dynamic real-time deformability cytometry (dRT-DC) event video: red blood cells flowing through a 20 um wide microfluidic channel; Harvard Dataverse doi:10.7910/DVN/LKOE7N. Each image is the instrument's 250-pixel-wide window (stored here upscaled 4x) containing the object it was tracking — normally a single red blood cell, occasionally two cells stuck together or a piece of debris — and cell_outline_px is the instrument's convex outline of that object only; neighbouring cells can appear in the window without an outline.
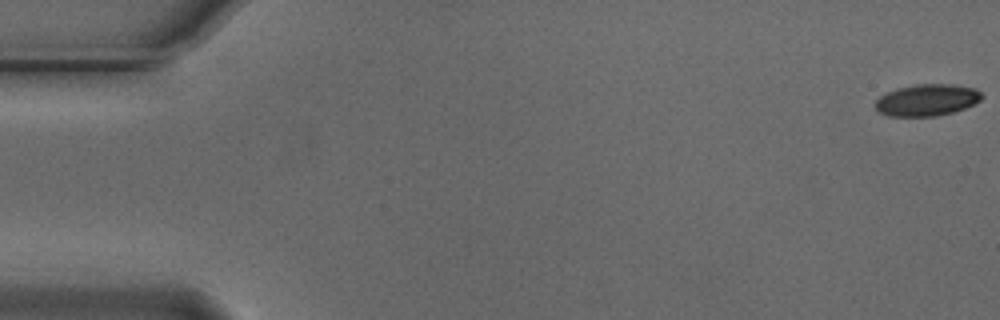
{"species": "Egyptian fruit bat (a non-hibernating species)", "species_latin": "Rousettus aegyptiacus", "temperature_condition": "cold", "stored_images_in_passage": 7, "camera_frame_rate_fps": 3000, "um_per_image_px": 0.085, "animal": {"sex": "male"}, "frame": {"image": 1, "passage_image": 1, "time_ms": 0.0, "image_size_px": [1000, 320], "cell_outline_px": [[984, 96], [980, 100], [964, 108], [952, 112], [936, 116], [888, 116], [880, 112], [876, 108], [876, 100], [880, 96], [896, 88], [916, 84], [956, 84], [976, 88]], "centroid_in_image_um": [78.81, 8.49], "position_along_channel_um": 6.2, "area_um2": 19.65}}